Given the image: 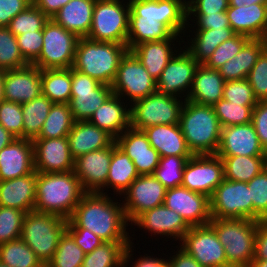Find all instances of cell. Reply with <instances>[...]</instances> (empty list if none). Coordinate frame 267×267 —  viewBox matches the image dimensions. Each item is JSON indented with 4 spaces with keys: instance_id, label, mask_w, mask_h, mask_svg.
Wrapping results in <instances>:
<instances>
[{
    "instance_id": "obj_49",
    "label": "cell",
    "mask_w": 267,
    "mask_h": 267,
    "mask_svg": "<svg viewBox=\"0 0 267 267\" xmlns=\"http://www.w3.org/2000/svg\"><path fill=\"white\" fill-rule=\"evenodd\" d=\"M247 184L253 204V220H267V167Z\"/></svg>"
},
{
    "instance_id": "obj_13",
    "label": "cell",
    "mask_w": 267,
    "mask_h": 267,
    "mask_svg": "<svg viewBox=\"0 0 267 267\" xmlns=\"http://www.w3.org/2000/svg\"><path fill=\"white\" fill-rule=\"evenodd\" d=\"M111 88L113 94L128 97L131 104L157 91L156 80L131 51L121 59Z\"/></svg>"
},
{
    "instance_id": "obj_66",
    "label": "cell",
    "mask_w": 267,
    "mask_h": 267,
    "mask_svg": "<svg viewBox=\"0 0 267 267\" xmlns=\"http://www.w3.org/2000/svg\"><path fill=\"white\" fill-rule=\"evenodd\" d=\"M250 267H267V260H253Z\"/></svg>"
},
{
    "instance_id": "obj_32",
    "label": "cell",
    "mask_w": 267,
    "mask_h": 267,
    "mask_svg": "<svg viewBox=\"0 0 267 267\" xmlns=\"http://www.w3.org/2000/svg\"><path fill=\"white\" fill-rule=\"evenodd\" d=\"M179 35L172 34L168 39L145 42L134 46L130 51L137 57L147 72L157 81L169 60L179 50H174L172 43Z\"/></svg>"
},
{
    "instance_id": "obj_3",
    "label": "cell",
    "mask_w": 267,
    "mask_h": 267,
    "mask_svg": "<svg viewBox=\"0 0 267 267\" xmlns=\"http://www.w3.org/2000/svg\"><path fill=\"white\" fill-rule=\"evenodd\" d=\"M85 193L73 170L64 173L37 172L34 211L68 220Z\"/></svg>"
},
{
    "instance_id": "obj_31",
    "label": "cell",
    "mask_w": 267,
    "mask_h": 267,
    "mask_svg": "<svg viewBox=\"0 0 267 267\" xmlns=\"http://www.w3.org/2000/svg\"><path fill=\"white\" fill-rule=\"evenodd\" d=\"M96 0H70L52 19L79 38L88 37Z\"/></svg>"
},
{
    "instance_id": "obj_25",
    "label": "cell",
    "mask_w": 267,
    "mask_h": 267,
    "mask_svg": "<svg viewBox=\"0 0 267 267\" xmlns=\"http://www.w3.org/2000/svg\"><path fill=\"white\" fill-rule=\"evenodd\" d=\"M137 225L153 235H162L181 241L185 233L191 228L175 211L164 204L141 213L131 225Z\"/></svg>"
},
{
    "instance_id": "obj_11",
    "label": "cell",
    "mask_w": 267,
    "mask_h": 267,
    "mask_svg": "<svg viewBox=\"0 0 267 267\" xmlns=\"http://www.w3.org/2000/svg\"><path fill=\"white\" fill-rule=\"evenodd\" d=\"M112 94L110 85L71 67V98L68 104L74 121H88Z\"/></svg>"
},
{
    "instance_id": "obj_9",
    "label": "cell",
    "mask_w": 267,
    "mask_h": 267,
    "mask_svg": "<svg viewBox=\"0 0 267 267\" xmlns=\"http://www.w3.org/2000/svg\"><path fill=\"white\" fill-rule=\"evenodd\" d=\"M183 104L179 98L156 91L129 105L130 127L143 130L159 124H179Z\"/></svg>"
},
{
    "instance_id": "obj_38",
    "label": "cell",
    "mask_w": 267,
    "mask_h": 267,
    "mask_svg": "<svg viewBox=\"0 0 267 267\" xmlns=\"http://www.w3.org/2000/svg\"><path fill=\"white\" fill-rule=\"evenodd\" d=\"M224 164V178L248 183L267 167V156H219Z\"/></svg>"
},
{
    "instance_id": "obj_14",
    "label": "cell",
    "mask_w": 267,
    "mask_h": 267,
    "mask_svg": "<svg viewBox=\"0 0 267 267\" xmlns=\"http://www.w3.org/2000/svg\"><path fill=\"white\" fill-rule=\"evenodd\" d=\"M180 247L203 267L228 265L224 246L210 224L192 226L182 238Z\"/></svg>"
},
{
    "instance_id": "obj_69",
    "label": "cell",
    "mask_w": 267,
    "mask_h": 267,
    "mask_svg": "<svg viewBox=\"0 0 267 267\" xmlns=\"http://www.w3.org/2000/svg\"><path fill=\"white\" fill-rule=\"evenodd\" d=\"M0 267H9L7 264L0 262Z\"/></svg>"
},
{
    "instance_id": "obj_52",
    "label": "cell",
    "mask_w": 267,
    "mask_h": 267,
    "mask_svg": "<svg viewBox=\"0 0 267 267\" xmlns=\"http://www.w3.org/2000/svg\"><path fill=\"white\" fill-rule=\"evenodd\" d=\"M0 124L15 138H23V114L20 103L0 102Z\"/></svg>"
},
{
    "instance_id": "obj_65",
    "label": "cell",
    "mask_w": 267,
    "mask_h": 267,
    "mask_svg": "<svg viewBox=\"0 0 267 267\" xmlns=\"http://www.w3.org/2000/svg\"><path fill=\"white\" fill-rule=\"evenodd\" d=\"M229 6L240 7L243 5H251V4H267V0H228Z\"/></svg>"
},
{
    "instance_id": "obj_35",
    "label": "cell",
    "mask_w": 267,
    "mask_h": 267,
    "mask_svg": "<svg viewBox=\"0 0 267 267\" xmlns=\"http://www.w3.org/2000/svg\"><path fill=\"white\" fill-rule=\"evenodd\" d=\"M263 52V42L260 38L250 39L229 61L219 69V73L225 82L245 79L248 77L252 67L256 64L258 57Z\"/></svg>"
},
{
    "instance_id": "obj_1",
    "label": "cell",
    "mask_w": 267,
    "mask_h": 267,
    "mask_svg": "<svg viewBox=\"0 0 267 267\" xmlns=\"http://www.w3.org/2000/svg\"><path fill=\"white\" fill-rule=\"evenodd\" d=\"M128 2L129 51L141 43L168 39L172 34L185 35L186 28H189L186 0H128Z\"/></svg>"
},
{
    "instance_id": "obj_53",
    "label": "cell",
    "mask_w": 267,
    "mask_h": 267,
    "mask_svg": "<svg viewBox=\"0 0 267 267\" xmlns=\"http://www.w3.org/2000/svg\"><path fill=\"white\" fill-rule=\"evenodd\" d=\"M258 101L267 100V54L263 51L247 77Z\"/></svg>"
},
{
    "instance_id": "obj_2",
    "label": "cell",
    "mask_w": 267,
    "mask_h": 267,
    "mask_svg": "<svg viewBox=\"0 0 267 267\" xmlns=\"http://www.w3.org/2000/svg\"><path fill=\"white\" fill-rule=\"evenodd\" d=\"M113 202L108 194L86 192L77 204L66 228H84L104 242L131 241L122 203Z\"/></svg>"
},
{
    "instance_id": "obj_6",
    "label": "cell",
    "mask_w": 267,
    "mask_h": 267,
    "mask_svg": "<svg viewBox=\"0 0 267 267\" xmlns=\"http://www.w3.org/2000/svg\"><path fill=\"white\" fill-rule=\"evenodd\" d=\"M258 222L253 219L211 218L209 224L224 246L229 265L250 267Z\"/></svg>"
},
{
    "instance_id": "obj_30",
    "label": "cell",
    "mask_w": 267,
    "mask_h": 267,
    "mask_svg": "<svg viewBox=\"0 0 267 267\" xmlns=\"http://www.w3.org/2000/svg\"><path fill=\"white\" fill-rule=\"evenodd\" d=\"M150 145L160 154L166 156H193L188 148L179 124H159L143 129Z\"/></svg>"
},
{
    "instance_id": "obj_24",
    "label": "cell",
    "mask_w": 267,
    "mask_h": 267,
    "mask_svg": "<svg viewBox=\"0 0 267 267\" xmlns=\"http://www.w3.org/2000/svg\"><path fill=\"white\" fill-rule=\"evenodd\" d=\"M34 171L32 140L15 138L0 151V181L23 177Z\"/></svg>"
},
{
    "instance_id": "obj_10",
    "label": "cell",
    "mask_w": 267,
    "mask_h": 267,
    "mask_svg": "<svg viewBox=\"0 0 267 267\" xmlns=\"http://www.w3.org/2000/svg\"><path fill=\"white\" fill-rule=\"evenodd\" d=\"M79 37L49 19L43 28V47L32 63L39 69L71 68Z\"/></svg>"
},
{
    "instance_id": "obj_4",
    "label": "cell",
    "mask_w": 267,
    "mask_h": 267,
    "mask_svg": "<svg viewBox=\"0 0 267 267\" xmlns=\"http://www.w3.org/2000/svg\"><path fill=\"white\" fill-rule=\"evenodd\" d=\"M179 125L193 155L217 153L222 127L213 106L184 100Z\"/></svg>"
},
{
    "instance_id": "obj_27",
    "label": "cell",
    "mask_w": 267,
    "mask_h": 267,
    "mask_svg": "<svg viewBox=\"0 0 267 267\" xmlns=\"http://www.w3.org/2000/svg\"><path fill=\"white\" fill-rule=\"evenodd\" d=\"M37 172L0 181V206L16 208L25 213L34 211Z\"/></svg>"
},
{
    "instance_id": "obj_36",
    "label": "cell",
    "mask_w": 267,
    "mask_h": 267,
    "mask_svg": "<svg viewBox=\"0 0 267 267\" xmlns=\"http://www.w3.org/2000/svg\"><path fill=\"white\" fill-rule=\"evenodd\" d=\"M139 176L133 161L120 150L115 141L112 143V158L106 181V189L113 188L116 194L124 193ZM118 192V193H117Z\"/></svg>"
},
{
    "instance_id": "obj_57",
    "label": "cell",
    "mask_w": 267,
    "mask_h": 267,
    "mask_svg": "<svg viewBox=\"0 0 267 267\" xmlns=\"http://www.w3.org/2000/svg\"><path fill=\"white\" fill-rule=\"evenodd\" d=\"M66 232L85 254L91 253L96 247L104 243L103 239L84 228H66Z\"/></svg>"
},
{
    "instance_id": "obj_39",
    "label": "cell",
    "mask_w": 267,
    "mask_h": 267,
    "mask_svg": "<svg viewBox=\"0 0 267 267\" xmlns=\"http://www.w3.org/2000/svg\"><path fill=\"white\" fill-rule=\"evenodd\" d=\"M42 94L53 103L68 104L71 98V68L41 70Z\"/></svg>"
},
{
    "instance_id": "obj_48",
    "label": "cell",
    "mask_w": 267,
    "mask_h": 267,
    "mask_svg": "<svg viewBox=\"0 0 267 267\" xmlns=\"http://www.w3.org/2000/svg\"><path fill=\"white\" fill-rule=\"evenodd\" d=\"M25 212L0 206V245L19 239Z\"/></svg>"
},
{
    "instance_id": "obj_62",
    "label": "cell",
    "mask_w": 267,
    "mask_h": 267,
    "mask_svg": "<svg viewBox=\"0 0 267 267\" xmlns=\"http://www.w3.org/2000/svg\"><path fill=\"white\" fill-rule=\"evenodd\" d=\"M33 4L39 8L49 19L52 17L70 0H32Z\"/></svg>"
},
{
    "instance_id": "obj_64",
    "label": "cell",
    "mask_w": 267,
    "mask_h": 267,
    "mask_svg": "<svg viewBox=\"0 0 267 267\" xmlns=\"http://www.w3.org/2000/svg\"><path fill=\"white\" fill-rule=\"evenodd\" d=\"M14 139L15 137L0 124V151Z\"/></svg>"
},
{
    "instance_id": "obj_28",
    "label": "cell",
    "mask_w": 267,
    "mask_h": 267,
    "mask_svg": "<svg viewBox=\"0 0 267 267\" xmlns=\"http://www.w3.org/2000/svg\"><path fill=\"white\" fill-rule=\"evenodd\" d=\"M73 159L109 147L115 139L89 121H75L67 135Z\"/></svg>"
},
{
    "instance_id": "obj_17",
    "label": "cell",
    "mask_w": 267,
    "mask_h": 267,
    "mask_svg": "<svg viewBox=\"0 0 267 267\" xmlns=\"http://www.w3.org/2000/svg\"><path fill=\"white\" fill-rule=\"evenodd\" d=\"M166 191L167 188L154 175H139L122 194L128 222L132 224L141 213L162 205Z\"/></svg>"
},
{
    "instance_id": "obj_67",
    "label": "cell",
    "mask_w": 267,
    "mask_h": 267,
    "mask_svg": "<svg viewBox=\"0 0 267 267\" xmlns=\"http://www.w3.org/2000/svg\"><path fill=\"white\" fill-rule=\"evenodd\" d=\"M3 76H4V71L0 69V102L4 100L3 96Z\"/></svg>"
},
{
    "instance_id": "obj_8",
    "label": "cell",
    "mask_w": 267,
    "mask_h": 267,
    "mask_svg": "<svg viewBox=\"0 0 267 267\" xmlns=\"http://www.w3.org/2000/svg\"><path fill=\"white\" fill-rule=\"evenodd\" d=\"M125 3L123 0H96L87 38L127 45L130 6L129 2Z\"/></svg>"
},
{
    "instance_id": "obj_46",
    "label": "cell",
    "mask_w": 267,
    "mask_h": 267,
    "mask_svg": "<svg viewBox=\"0 0 267 267\" xmlns=\"http://www.w3.org/2000/svg\"><path fill=\"white\" fill-rule=\"evenodd\" d=\"M255 106H244L220 99L213 105L221 127L248 124Z\"/></svg>"
},
{
    "instance_id": "obj_29",
    "label": "cell",
    "mask_w": 267,
    "mask_h": 267,
    "mask_svg": "<svg viewBox=\"0 0 267 267\" xmlns=\"http://www.w3.org/2000/svg\"><path fill=\"white\" fill-rule=\"evenodd\" d=\"M121 99L118 95L112 94L96 109L88 120L95 126L106 131L114 139L130 127V108H126L129 103H124L122 102L124 100Z\"/></svg>"
},
{
    "instance_id": "obj_43",
    "label": "cell",
    "mask_w": 267,
    "mask_h": 267,
    "mask_svg": "<svg viewBox=\"0 0 267 267\" xmlns=\"http://www.w3.org/2000/svg\"><path fill=\"white\" fill-rule=\"evenodd\" d=\"M84 258V251L65 231L59 239L57 249L52 259L45 267H82Z\"/></svg>"
},
{
    "instance_id": "obj_54",
    "label": "cell",
    "mask_w": 267,
    "mask_h": 267,
    "mask_svg": "<svg viewBox=\"0 0 267 267\" xmlns=\"http://www.w3.org/2000/svg\"><path fill=\"white\" fill-rule=\"evenodd\" d=\"M23 58L32 64L40 55L43 47V31L25 32L16 36Z\"/></svg>"
},
{
    "instance_id": "obj_68",
    "label": "cell",
    "mask_w": 267,
    "mask_h": 267,
    "mask_svg": "<svg viewBox=\"0 0 267 267\" xmlns=\"http://www.w3.org/2000/svg\"><path fill=\"white\" fill-rule=\"evenodd\" d=\"M260 39L263 42V51L267 54V29Z\"/></svg>"
},
{
    "instance_id": "obj_59",
    "label": "cell",
    "mask_w": 267,
    "mask_h": 267,
    "mask_svg": "<svg viewBox=\"0 0 267 267\" xmlns=\"http://www.w3.org/2000/svg\"><path fill=\"white\" fill-rule=\"evenodd\" d=\"M32 3V0H0V26L7 27L16 15Z\"/></svg>"
},
{
    "instance_id": "obj_22",
    "label": "cell",
    "mask_w": 267,
    "mask_h": 267,
    "mask_svg": "<svg viewBox=\"0 0 267 267\" xmlns=\"http://www.w3.org/2000/svg\"><path fill=\"white\" fill-rule=\"evenodd\" d=\"M42 94L41 69L29 64L19 69L4 71V100L26 103Z\"/></svg>"
},
{
    "instance_id": "obj_58",
    "label": "cell",
    "mask_w": 267,
    "mask_h": 267,
    "mask_svg": "<svg viewBox=\"0 0 267 267\" xmlns=\"http://www.w3.org/2000/svg\"><path fill=\"white\" fill-rule=\"evenodd\" d=\"M228 0H188L187 14H213L228 9Z\"/></svg>"
},
{
    "instance_id": "obj_15",
    "label": "cell",
    "mask_w": 267,
    "mask_h": 267,
    "mask_svg": "<svg viewBox=\"0 0 267 267\" xmlns=\"http://www.w3.org/2000/svg\"><path fill=\"white\" fill-rule=\"evenodd\" d=\"M224 180V164L215 155H193L187 160L181 186L209 198Z\"/></svg>"
},
{
    "instance_id": "obj_42",
    "label": "cell",
    "mask_w": 267,
    "mask_h": 267,
    "mask_svg": "<svg viewBox=\"0 0 267 267\" xmlns=\"http://www.w3.org/2000/svg\"><path fill=\"white\" fill-rule=\"evenodd\" d=\"M0 262L9 267H45L21 238L0 245Z\"/></svg>"
},
{
    "instance_id": "obj_44",
    "label": "cell",
    "mask_w": 267,
    "mask_h": 267,
    "mask_svg": "<svg viewBox=\"0 0 267 267\" xmlns=\"http://www.w3.org/2000/svg\"><path fill=\"white\" fill-rule=\"evenodd\" d=\"M192 156L161 157L153 175L167 189L181 186L184 166Z\"/></svg>"
},
{
    "instance_id": "obj_34",
    "label": "cell",
    "mask_w": 267,
    "mask_h": 267,
    "mask_svg": "<svg viewBox=\"0 0 267 267\" xmlns=\"http://www.w3.org/2000/svg\"><path fill=\"white\" fill-rule=\"evenodd\" d=\"M131 241L104 242L91 253L85 254L82 267H125L129 266L132 252Z\"/></svg>"
},
{
    "instance_id": "obj_45",
    "label": "cell",
    "mask_w": 267,
    "mask_h": 267,
    "mask_svg": "<svg viewBox=\"0 0 267 267\" xmlns=\"http://www.w3.org/2000/svg\"><path fill=\"white\" fill-rule=\"evenodd\" d=\"M29 65L23 58L16 36L8 27L0 26V69H19Z\"/></svg>"
},
{
    "instance_id": "obj_21",
    "label": "cell",
    "mask_w": 267,
    "mask_h": 267,
    "mask_svg": "<svg viewBox=\"0 0 267 267\" xmlns=\"http://www.w3.org/2000/svg\"><path fill=\"white\" fill-rule=\"evenodd\" d=\"M115 143L133 161L139 175H153L161 156L150 145L143 130L129 127L115 139Z\"/></svg>"
},
{
    "instance_id": "obj_26",
    "label": "cell",
    "mask_w": 267,
    "mask_h": 267,
    "mask_svg": "<svg viewBox=\"0 0 267 267\" xmlns=\"http://www.w3.org/2000/svg\"><path fill=\"white\" fill-rule=\"evenodd\" d=\"M226 14L235 34L257 39L261 38L267 29V4L228 6Z\"/></svg>"
},
{
    "instance_id": "obj_33",
    "label": "cell",
    "mask_w": 267,
    "mask_h": 267,
    "mask_svg": "<svg viewBox=\"0 0 267 267\" xmlns=\"http://www.w3.org/2000/svg\"><path fill=\"white\" fill-rule=\"evenodd\" d=\"M225 80L218 70L199 64L187 100L213 106L223 98Z\"/></svg>"
},
{
    "instance_id": "obj_40",
    "label": "cell",
    "mask_w": 267,
    "mask_h": 267,
    "mask_svg": "<svg viewBox=\"0 0 267 267\" xmlns=\"http://www.w3.org/2000/svg\"><path fill=\"white\" fill-rule=\"evenodd\" d=\"M52 105L53 102L43 94L21 104L24 139L33 140L39 136Z\"/></svg>"
},
{
    "instance_id": "obj_16",
    "label": "cell",
    "mask_w": 267,
    "mask_h": 267,
    "mask_svg": "<svg viewBox=\"0 0 267 267\" xmlns=\"http://www.w3.org/2000/svg\"><path fill=\"white\" fill-rule=\"evenodd\" d=\"M180 50L169 60L156 81V87L157 92L176 98L186 93L183 97L187 100L199 63L186 50L182 51L181 47Z\"/></svg>"
},
{
    "instance_id": "obj_61",
    "label": "cell",
    "mask_w": 267,
    "mask_h": 267,
    "mask_svg": "<svg viewBox=\"0 0 267 267\" xmlns=\"http://www.w3.org/2000/svg\"><path fill=\"white\" fill-rule=\"evenodd\" d=\"M178 248L179 251L171 259H167L169 267H203L184 249Z\"/></svg>"
},
{
    "instance_id": "obj_18",
    "label": "cell",
    "mask_w": 267,
    "mask_h": 267,
    "mask_svg": "<svg viewBox=\"0 0 267 267\" xmlns=\"http://www.w3.org/2000/svg\"><path fill=\"white\" fill-rule=\"evenodd\" d=\"M163 204L179 214L190 227L206 225L211 220L210 198L183 186L167 189Z\"/></svg>"
},
{
    "instance_id": "obj_47",
    "label": "cell",
    "mask_w": 267,
    "mask_h": 267,
    "mask_svg": "<svg viewBox=\"0 0 267 267\" xmlns=\"http://www.w3.org/2000/svg\"><path fill=\"white\" fill-rule=\"evenodd\" d=\"M48 20L49 18L32 3L26 10L16 15L7 27L18 36L25 32L43 31Z\"/></svg>"
},
{
    "instance_id": "obj_23",
    "label": "cell",
    "mask_w": 267,
    "mask_h": 267,
    "mask_svg": "<svg viewBox=\"0 0 267 267\" xmlns=\"http://www.w3.org/2000/svg\"><path fill=\"white\" fill-rule=\"evenodd\" d=\"M217 156H267L252 123L221 128Z\"/></svg>"
},
{
    "instance_id": "obj_12",
    "label": "cell",
    "mask_w": 267,
    "mask_h": 267,
    "mask_svg": "<svg viewBox=\"0 0 267 267\" xmlns=\"http://www.w3.org/2000/svg\"><path fill=\"white\" fill-rule=\"evenodd\" d=\"M210 214L211 218L253 219L248 184L224 178L210 197Z\"/></svg>"
},
{
    "instance_id": "obj_51",
    "label": "cell",
    "mask_w": 267,
    "mask_h": 267,
    "mask_svg": "<svg viewBox=\"0 0 267 267\" xmlns=\"http://www.w3.org/2000/svg\"><path fill=\"white\" fill-rule=\"evenodd\" d=\"M223 99L244 106H256L258 103L247 78L225 82Z\"/></svg>"
},
{
    "instance_id": "obj_60",
    "label": "cell",
    "mask_w": 267,
    "mask_h": 267,
    "mask_svg": "<svg viewBox=\"0 0 267 267\" xmlns=\"http://www.w3.org/2000/svg\"><path fill=\"white\" fill-rule=\"evenodd\" d=\"M253 260H267V220L257 223Z\"/></svg>"
},
{
    "instance_id": "obj_37",
    "label": "cell",
    "mask_w": 267,
    "mask_h": 267,
    "mask_svg": "<svg viewBox=\"0 0 267 267\" xmlns=\"http://www.w3.org/2000/svg\"><path fill=\"white\" fill-rule=\"evenodd\" d=\"M195 37L191 40L189 47L185 45L186 51L199 63L204 64L213 54L214 50L224 41L235 35L232 28L194 30Z\"/></svg>"
},
{
    "instance_id": "obj_70",
    "label": "cell",
    "mask_w": 267,
    "mask_h": 267,
    "mask_svg": "<svg viewBox=\"0 0 267 267\" xmlns=\"http://www.w3.org/2000/svg\"><path fill=\"white\" fill-rule=\"evenodd\" d=\"M221 267H241V266H235V265H226V266H221Z\"/></svg>"
},
{
    "instance_id": "obj_41",
    "label": "cell",
    "mask_w": 267,
    "mask_h": 267,
    "mask_svg": "<svg viewBox=\"0 0 267 267\" xmlns=\"http://www.w3.org/2000/svg\"><path fill=\"white\" fill-rule=\"evenodd\" d=\"M74 122L69 104L53 103L37 138L67 137Z\"/></svg>"
},
{
    "instance_id": "obj_19",
    "label": "cell",
    "mask_w": 267,
    "mask_h": 267,
    "mask_svg": "<svg viewBox=\"0 0 267 267\" xmlns=\"http://www.w3.org/2000/svg\"><path fill=\"white\" fill-rule=\"evenodd\" d=\"M32 143L36 172L64 173L73 170L74 159L67 137L35 138Z\"/></svg>"
},
{
    "instance_id": "obj_63",
    "label": "cell",
    "mask_w": 267,
    "mask_h": 267,
    "mask_svg": "<svg viewBox=\"0 0 267 267\" xmlns=\"http://www.w3.org/2000/svg\"><path fill=\"white\" fill-rule=\"evenodd\" d=\"M132 267H169L167 259L154 258L153 256H143L135 261Z\"/></svg>"
},
{
    "instance_id": "obj_20",
    "label": "cell",
    "mask_w": 267,
    "mask_h": 267,
    "mask_svg": "<svg viewBox=\"0 0 267 267\" xmlns=\"http://www.w3.org/2000/svg\"><path fill=\"white\" fill-rule=\"evenodd\" d=\"M112 158V144L74 159L73 172L85 192L103 193Z\"/></svg>"
},
{
    "instance_id": "obj_5",
    "label": "cell",
    "mask_w": 267,
    "mask_h": 267,
    "mask_svg": "<svg viewBox=\"0 0 267 267\" xmlns=\"http://www.w3.org/2000/svg\"><path fill=\"white\" fill-rule=\"evenodd\" d=\"M128 51L127 45L79 38L72 68L111 86Z\"/></svg>"
},
{
    "instance_id": "obj_55",
    "label": "cell",
    "mask_w": 267,
    "mask_h": 267,
    "mask_svg": "<svg viewBox=\"0 0 267 267\" xmlns=\"http://www.w3.org/2000/svg\"><path fill=\"white\" fill-rule=\"evenodd\" d=\"M191 15L197 17L196 20H192ZM187 20L196 21V30L231 28L226 11L213 14H187Z\"/></svg>"
},
{
    "instance_id": "obj_56",
    "label": "cell",
    "mask_w": 267,
    "mask_h": 267,
    "mask_svg": "<svg viewBox=\"0 0 267 267\" xmlns=\"http://www.w3.org/2000/svg\"><path fill=\"white\" fill-rule=\"evenodd\" d=\"M251 123L261 146L267 152V100L258 101L253 108Z\"/></svg>"
},
{
    "instance_id": "obj_50",
    "label": "cell",
    "mask_w": 267,
    "mask_h": 267,
    "mask_svg": "<svg viewBox=\"0 0 267 267\" xmlns=\"http://www.w3.org/2000/svg\"><path fill=\"white\" fill-rule=\"evenodd\" d=\"M249 40L250 38L247 36L235 34L230 39L222 42L204 65L208 68L218 70L224 63L239 53Z\"/></svg>"
},
{
    "instance_id": "obj_7",
    "label": "cell",
    "mask_w": 267,
    "mask_h": 267,
    "mask_svg": "<svg viewBox=\"0 0 267 267\" xmlns=\"http://www.w3.org/2000/svg\"><path fill=\"white\" fill-rule=\"evenodd\" d=\"M67 220L57 215L36 211L24 216L20 238L46 264L52 259L60 237L66 231Z\"/></svg>"
}]
</instances>
